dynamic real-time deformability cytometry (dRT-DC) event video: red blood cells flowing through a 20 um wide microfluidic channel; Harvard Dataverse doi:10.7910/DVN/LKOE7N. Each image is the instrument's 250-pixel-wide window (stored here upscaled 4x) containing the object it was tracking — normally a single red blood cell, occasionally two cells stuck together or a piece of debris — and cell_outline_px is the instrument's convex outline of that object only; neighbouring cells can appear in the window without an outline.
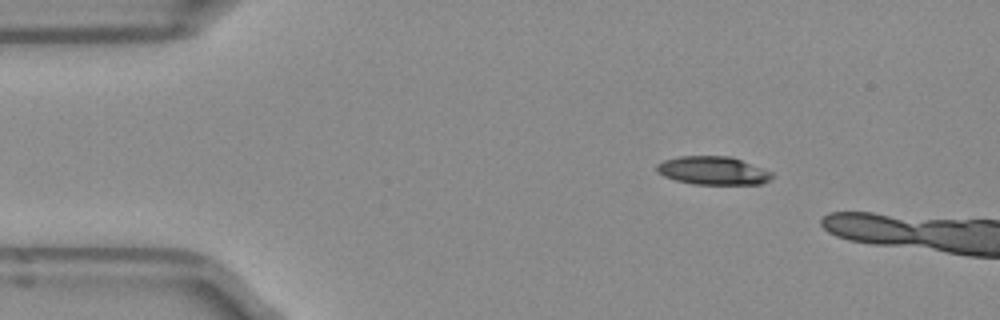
{"species": "Egyptian fruit bat (a non-hibernating species)", "species_latin": "Rousettus aegyptiacus", "temperature_condition": "room temperature", "stored_images_in_passage": 5, "camera_frame_rate_fps": 3000, "um_per_image_px": 0.085, "frame": {"image": 1, "passage_image": 1, "time_ms": 0.0, "image_size_px": [1000, 320], "cell_outline_px": [[772, 176], [768, 180], [760, 184], [692, 184], [676, 180], [664, 176], [656, 172], [656, 164], [664, 160], [680, 156], [728, 156], [740, 160], [772, 172]], "centroid_in_image_um": [60.54, 14.5], "position_along_channel_um": 24.5, "area_um2": 18.79}}